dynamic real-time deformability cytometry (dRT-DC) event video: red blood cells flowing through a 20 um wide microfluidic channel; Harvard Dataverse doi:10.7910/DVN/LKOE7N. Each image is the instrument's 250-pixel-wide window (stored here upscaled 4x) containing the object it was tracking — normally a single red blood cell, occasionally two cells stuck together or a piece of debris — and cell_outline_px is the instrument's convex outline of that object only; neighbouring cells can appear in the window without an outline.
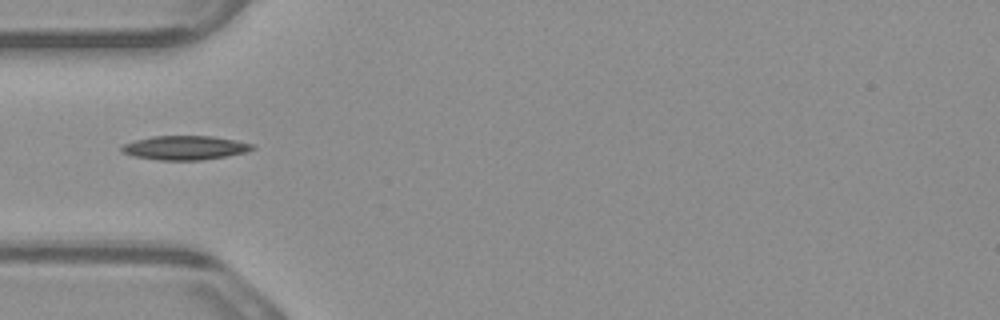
{"species": "common noctule bat (a hibernating species)", "species_latin": "Nyctalus noctula", "temperature_condition": "warm", "stored_images_in_passage": 4, "camera_frame_rate_fps": 3000, "um_per_image_px": 0.085, "animal": {"sex": "male", "body_mass_g": 23.1, "forearm_length_mm": 52.7}, "frame": {"image": 1, "passage_image": 4, "time_ms": 1.0, "image_size_px": [1000, 320], "cell_outline_px": [[256, 148], [248, 152], [200, 160], [160, 160], [136, 156], [124, 152], [120, 148], [124, 144], [136, 140], [152, 136], [212, 136], [236, 140], [252, 144]], "centroid_in_image_um": [15.77, 12.55], "position_along_channel_um": 69.2, "area_um2": 18.09}}